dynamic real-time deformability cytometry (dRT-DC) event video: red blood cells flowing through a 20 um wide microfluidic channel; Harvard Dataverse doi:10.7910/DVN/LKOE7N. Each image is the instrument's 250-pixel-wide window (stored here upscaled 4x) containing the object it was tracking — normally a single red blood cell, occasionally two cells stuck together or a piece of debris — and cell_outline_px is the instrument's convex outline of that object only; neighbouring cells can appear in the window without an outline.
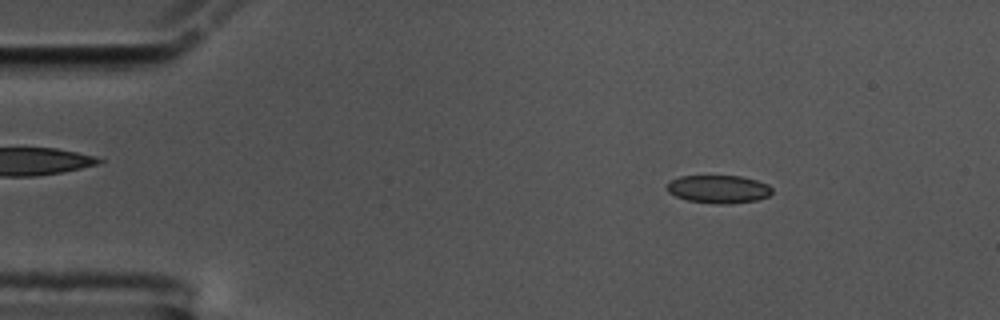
{"species": "common noctule bat (a hibernating species)", "species_latin": "Nyctalus noctula", "temperature_condition": "cold", "stored_images_in_passage": 56, "camera_frame_rate_fps": 3000, "um_per_image_px": 0.085, "animal": {"sex": "male", "body_mass_g": 17.5, "forearm_length_mm": 52.3}, "frame": {"image": 1, "passage_image": 8, "time_ms": 2.333, "image_size_px": [1000, 320], "cell_outline_px": [[772, 192], [768, 196], [756, 200], [728, 204], [720, 204], [688, 200], [676, 196], [668, 192], [668, 184], [672, 180], [680, 176], [740, 176], [756, 180], [768, 184], [772, 188]], "centroid_in_image_um": [61.1, 16.07], "position_along_channel_um": 23.9, "area_um2": 16.94}}
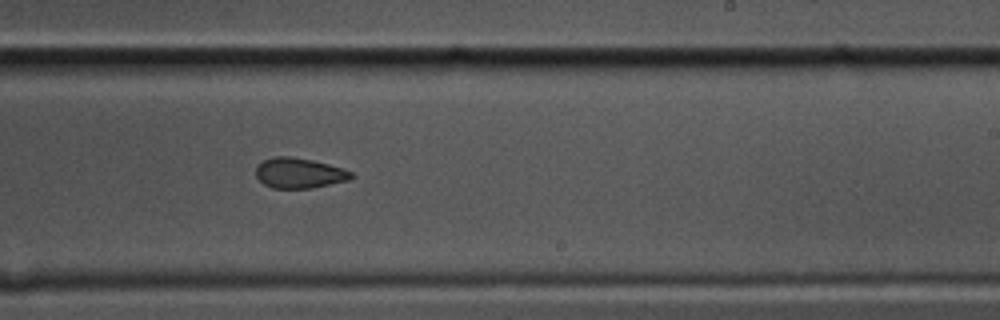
{"frame": {"image": 2, "passage_image": 34, "time_ms": 11.0, "image_size_px": [1000, 320], "cell_outline_px": [[352, 176], [348, 180], [312, 188], [272, 188], [264, 184], [256, 176], [256, 168], [264, 160], [276, 156], [288, 156], [312, 160], [344, 168], [352, 172]], "centroid_in_image_um": [25.43, 14.71], "position_along_channel_um": 263.6, "area_um2": 16.65}}
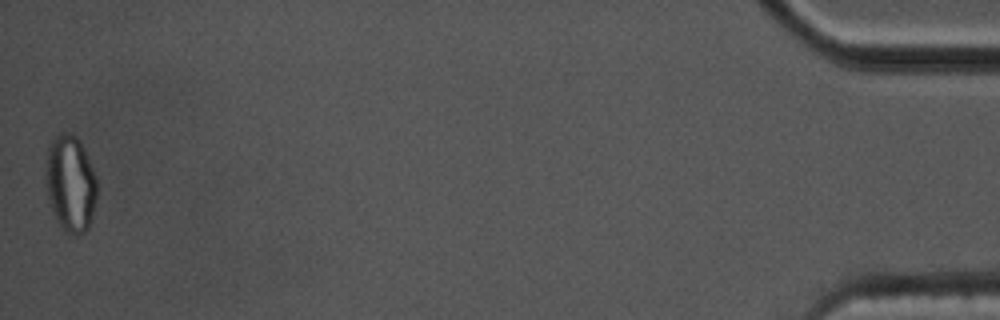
{"frame": {"image": 3, "passage_image": 56, "time_ms": 18.333, "image_size_px": [1000, 320], "cell_outline_px": [[96, 200], [88, 228], [84, 232], [76, 236], [68, 236], [60, 228], [52, 208], [48, 196], [44, 172], [48, 144], [60, 132], [72, 132], [80, 140], [84, 148], [96, 176]], "centroid_in_image_um": [5.97, 15.59], "position_along_channel_um": 429.2, "area_um2": 29.3}, "authors_computed_cell_mechanics": {"area_um2": 17.5712, "velocity_mm_per_s": 3.5486, "shape_relaxation_time_tau1_ms": null, "shape_relaxation_time_tau2_ms": 2.5024, "deformation_change_tau1": null, "deformation_change_tau2": 0.0734}}